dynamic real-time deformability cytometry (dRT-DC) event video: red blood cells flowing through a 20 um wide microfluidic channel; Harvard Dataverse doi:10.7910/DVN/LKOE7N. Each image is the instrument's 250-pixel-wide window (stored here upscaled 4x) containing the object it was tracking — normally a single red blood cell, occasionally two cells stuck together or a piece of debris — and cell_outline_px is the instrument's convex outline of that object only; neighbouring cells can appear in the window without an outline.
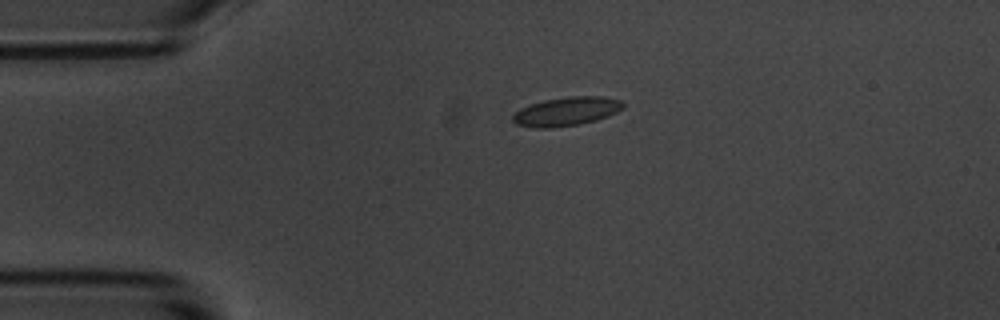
{"species": "common noctule bat (a hibernating species)", "species_latin": "Nyctalus noctula", "temperature_condition": "room temperature", "stored_images_in_passage": 5, "camera_frame_rate_fps": 3000, "um_per_image_px": 0.085, "animal": {"sex": "male", "body_mass_g": 20.1, "forearm_length_mm": 53.5}, "frame": {"image": 1, "passage_image": 4, "time_ms": 3.667, "image_size_px": [1000, 320], "cell_outline_px": [[624, 108], [608, 116], [596, 120], [580, 124], [552, 128], [532, 128], [516, 124], [512, 120], [512, 116], [520, 108], [544, 100], [568, 96], [600, 96], [620, 100], [624, 104]], "centroid_in_image_um": [48.14, 9.48], "position_along_channel_um": 36.9, "area_um2": 18.55}}